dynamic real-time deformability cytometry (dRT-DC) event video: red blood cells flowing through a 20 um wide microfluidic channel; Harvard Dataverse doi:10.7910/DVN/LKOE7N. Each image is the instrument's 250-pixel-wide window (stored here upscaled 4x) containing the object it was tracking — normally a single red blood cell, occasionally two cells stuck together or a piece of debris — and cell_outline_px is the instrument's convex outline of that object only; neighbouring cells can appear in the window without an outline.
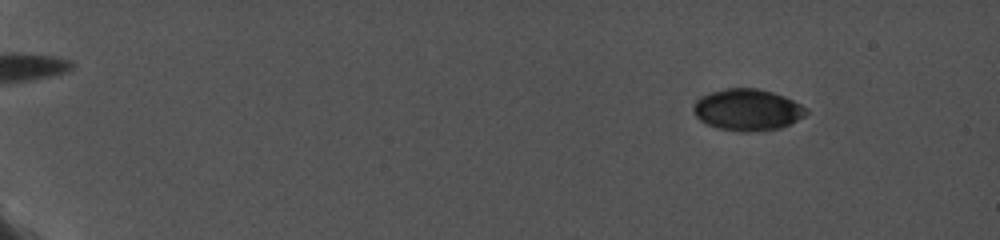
{"species": "common noctule bat (a hibernating species)", "species_latin": "Nyctalus noctula", "temperature_condition": "cold", "stored_images_in_passage": 38, "camera_frame_rate_fps": 5000, "um_per_image_px": 0.085, "animal": {"sex": "female", "body_mass_g": 19.0, "forearm_length_mm": 56.7}, "frame": {"image": 1, "passage_image": 13, "time_ms": 2.6, "image_size_px": [1000, 240], "cell_outline_px": [[808, 112], [804, 116], [780, 128], [748, 132], [740, 132], [720, 128], [708, 124], [700, 120], [696, 116], [692, 108], [696, 100], [700, 96], [712, 92], [728, 88], [756, 88], [772, 92], [784, 96], [808, 108]], "centroid_in_image_um": [63.52, 9.33], "position_along_channel_um": 21.5, "area_um2": 27.11}}
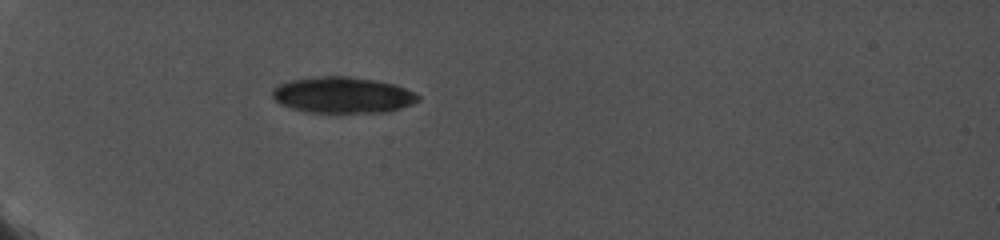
{"frame": {"image": 2, "passage_image": 36, "time_ms": 7.0, "image_size_px": [1000, 240], "cell_outline_px": [[420, 100], [412, 104], [388, 112], [304, 112], [280, 104], [272, 96], [272, 88], [280, 84], [292, 80], [324, 76], [348, 76], [376, 80], [392, 84], [404, 88], [420, 96]], "centroid_in_image_um": [29.12, 8.08], "position_along_channel_um": 55.9, "area_um2": 30.46}}